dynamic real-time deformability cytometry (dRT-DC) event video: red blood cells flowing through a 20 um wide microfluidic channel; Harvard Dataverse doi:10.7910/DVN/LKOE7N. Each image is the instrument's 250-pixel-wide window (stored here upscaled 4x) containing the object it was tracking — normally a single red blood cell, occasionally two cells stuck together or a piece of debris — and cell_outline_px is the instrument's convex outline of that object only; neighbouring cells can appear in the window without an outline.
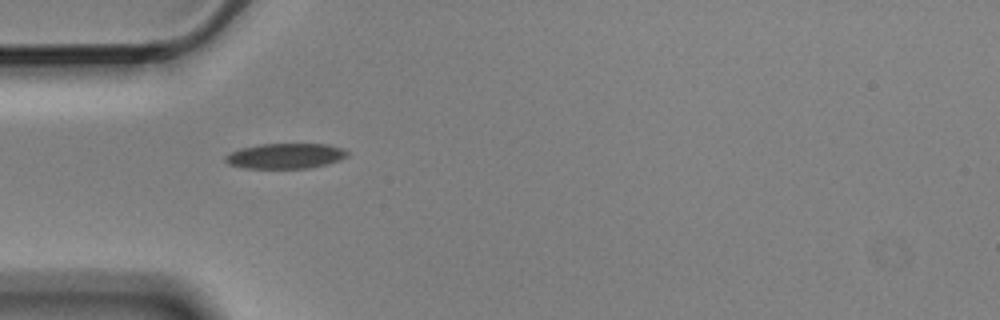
{"species": "Egyptian fruit bat (a non-hibernating species)", "species_latin": "Rousettus aegyptiacus", "temperature_condition": "cold", "stored_images_in_passage": 4, "camera_frame_rate_fps": 3000, "um_per_image_px": 0.085, "animal": {"sex": "male"}, "frame": {"image": 1, "passage_image": 1, "time_ms": 0.0, "image_size_px": [1000, 320], "cell_outline_px": [[348, 156], [340, 160], [328, 164], [308, 168], [244, 168], [228, 164], [224, 160], [224, 156], [240, 148], [260, 144], [328, 144], [344, 148], [348, 152]], "centroid_in_image_um": [24.28, 13.25], "position_along_channel_um": 60.7, "area_um2": 18.09}}
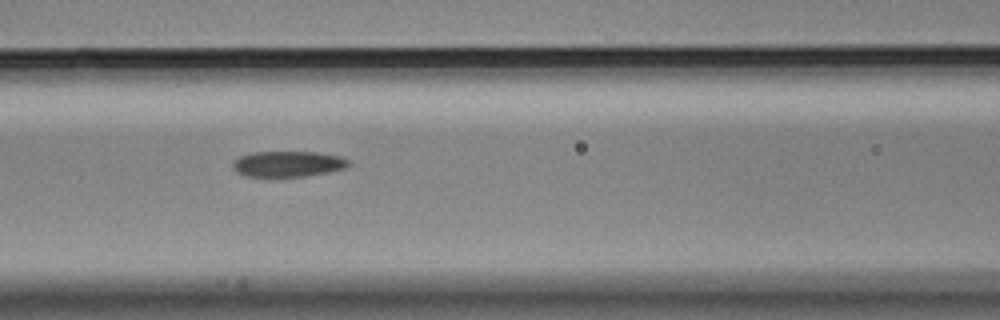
{"frame": {"image": 2, "passage_image": 3, "time_ms": 0.667, "image_size_px": [1000, 320], "cell_outline_px": [[352, 164], [348, 168], [328, 172], [304, 176], [244, 176], [232, 164], [240, 156], [252, 152], [316, 152], [340, 156], [352, 160]], "centroid_in_image_um": [24.59, 13.92], "position_along_channel_um": 142.0, "area_um2": 17.28}}
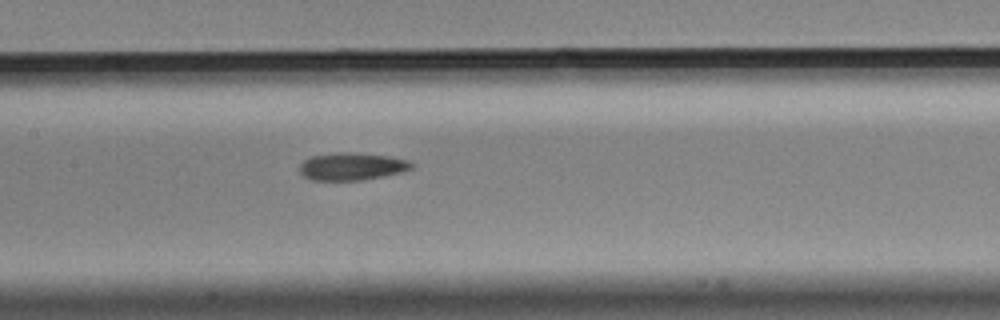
{"frame": {"image": 3, "passage_image": 4, "time_ms": 1.0, "image_size_px": [1000, 320], "cell_outline_px": [[412, 168], [400, 172], [384, 176], [360, 180], [312, 180], [304, 176], [300, 172], [300, 164], [304, 160], [312, 156], [336, 152], [348, 152], [388, 156], [408, 160], [412, 164]], "centroid_in_image_um": [29.88, 14.14], "position_along_channel_um": 177.5, "area_um2": 17.74}}